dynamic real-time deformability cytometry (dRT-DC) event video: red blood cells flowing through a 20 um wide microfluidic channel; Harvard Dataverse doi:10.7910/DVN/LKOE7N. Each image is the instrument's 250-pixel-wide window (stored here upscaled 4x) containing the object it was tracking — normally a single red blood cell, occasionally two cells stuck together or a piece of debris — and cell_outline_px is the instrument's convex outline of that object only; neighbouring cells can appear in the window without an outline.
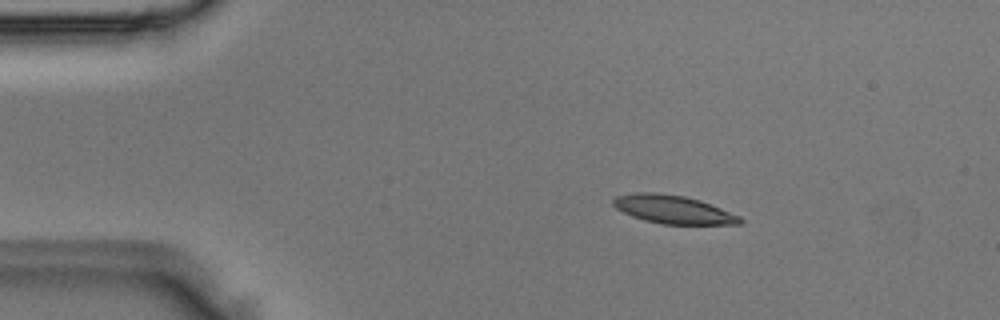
{"species": "Egyptian fruit bat (a non-hibernating species)", "species_latin": "Rousettus aegyptiacus", "temperature_condition": "room temperature", "stored_images_in_passage": 5, "camera_frame_rate_fps": 3000, "um_per_image_px": 0.085, "animal": {"sex": "male"}, "frame": {"image": 1, "passage_image": 2, "time_ms": 0.333, "image_size_px": [1000, 320], "cell_outline_px": [[744, 220], [740, 224], [664, 224], [644, 220], [632, 216], [616, 208], [612, 204], [612, 200], [616, 196], [636, 192], [656, 192], [684, 196], [700, 200], [740, 216]], "centroid_in_image_um": [57.2, 17.8], "position_along_channel_um": 27.8, "area_um2": 20.81}}